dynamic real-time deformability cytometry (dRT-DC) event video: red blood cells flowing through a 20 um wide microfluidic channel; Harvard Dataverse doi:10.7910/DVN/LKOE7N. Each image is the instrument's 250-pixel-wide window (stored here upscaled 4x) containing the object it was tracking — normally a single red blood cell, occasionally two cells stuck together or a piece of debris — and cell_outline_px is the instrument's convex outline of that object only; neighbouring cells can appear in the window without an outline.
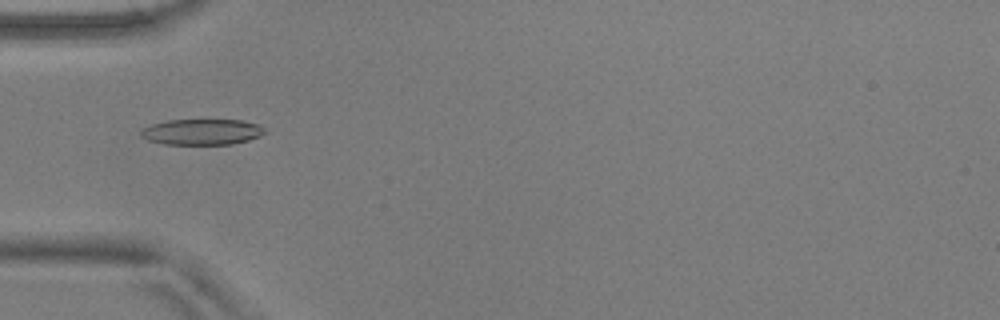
{"species": "common noctule bat (a hibernating species)", "species_latin": "Nyctalus noctula", "temperature_condition": "warm", "stored_images_in_passage": 43, "camera_frame_rate_fps": 3000, "um_per_image_px": 0.085, "animal": {"sex": "male", "body_mass_g": 17.9, "forearm_length_mm": 54.2}, "frame": {"image": 1, "passage_image": 5, "time_ms": 1.333, "image_size_px": [1000, 320], "cell_outline_px": [[268, 132], [260, 136], [248, 140], [232, 144], [164, 144], [148, 140], [140, 136], [140, 132], [144, 128], [152, 124], [168, 120], [244, 120], [260, 124]], "centroid_in_image_um": [17.21, 11.21], "position_along_channel_um": 67.8, "area_um2": 18.73}}
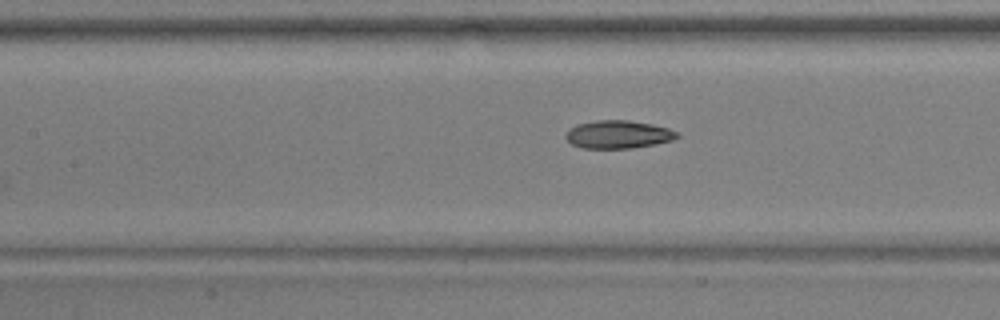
{"frame": {"image": 2, "passage_image": 12, "time_ms": 3.667, "image_size_px": [1000, 320], "cell_outline_px": [[680, 136], [672, 140], [632, 148], [584, 148], [572, 144], [564, 136], [576, 124], [596, 120], [628, 120], [652, 124], [668, 128], [676, 132]], "centroid_in_image_um": [52.54, 11.42], "position_along_channel_um": 154.9, "area_um2": 17.92}}
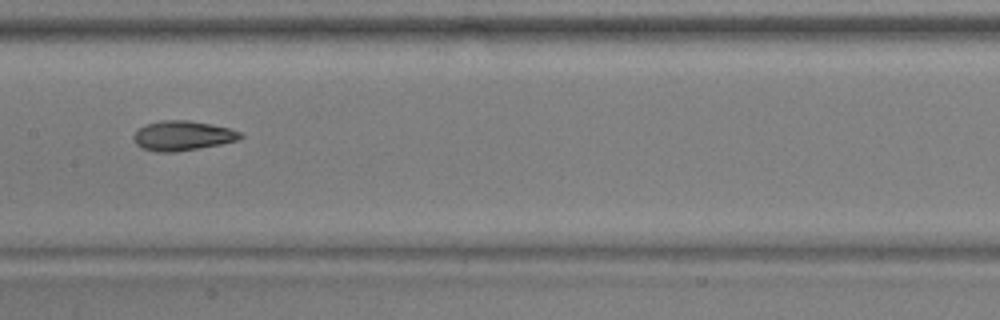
{"frame": {"image": 3, "passage_image": 15, "time_ms": 4.667, "image_size_px": [1000, 320], "cell_outline_px": [[244, 136], [240, 140], [220, 144], [176, 152], [156, 152], [140, 148], [136, 144], [132, 136], [140, 128], [148, 124], [160, 120], [188, 120], [212, 124], [228, 128], [240, 132]], "centroid_in_image_um": [15.52, 11.54], "position_along_channel_um": 191.9, "area_um2": 18.5}}